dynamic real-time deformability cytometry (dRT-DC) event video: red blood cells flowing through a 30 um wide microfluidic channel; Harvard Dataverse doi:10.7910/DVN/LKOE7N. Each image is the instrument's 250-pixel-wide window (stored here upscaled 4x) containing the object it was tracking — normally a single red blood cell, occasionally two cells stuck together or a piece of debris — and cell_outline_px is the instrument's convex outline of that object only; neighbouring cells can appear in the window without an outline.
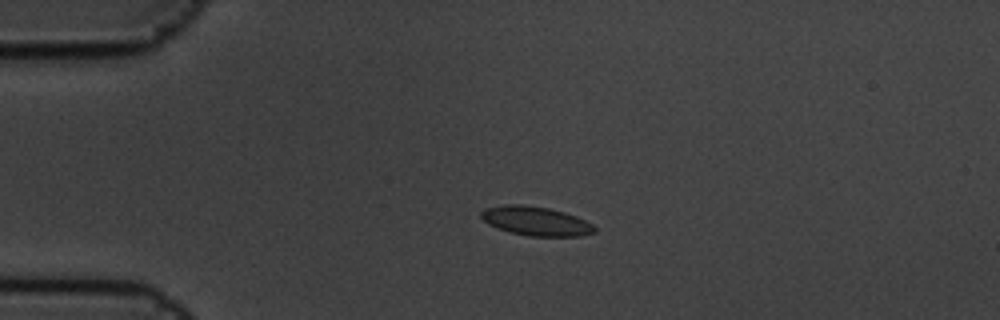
{"species": "common noctule bat (a hibernating species)", "species_latin": "Nyctalus noctula", "temperature_condition": "cold", "stored_images_in_passage": 4, "camera_frame_rate_fps": 3000, "um_per_image_px": 0.085, "animal": {"sex": "male", "body_mass_g": 19.5, "forearm_length_mm": 54.6}, "frame": {"image": 1, "passage_image": 3, "time_ms": 0.667, "image_size_px": [1000, 320], "cell_outline_px": [[596, 232], [580, 236], [528, 236], [496, 228], [488, 224], [480, 216], [480, 212], [484, 208], [504, 204], [520, 204], [548, 208], [564, 212], [576, 216], [592, 224], [596, 228]], "centroid_in_image_um": [45.53, 18.78], "position_along_channel_um": 39.5, "area_um2": 19.25}}